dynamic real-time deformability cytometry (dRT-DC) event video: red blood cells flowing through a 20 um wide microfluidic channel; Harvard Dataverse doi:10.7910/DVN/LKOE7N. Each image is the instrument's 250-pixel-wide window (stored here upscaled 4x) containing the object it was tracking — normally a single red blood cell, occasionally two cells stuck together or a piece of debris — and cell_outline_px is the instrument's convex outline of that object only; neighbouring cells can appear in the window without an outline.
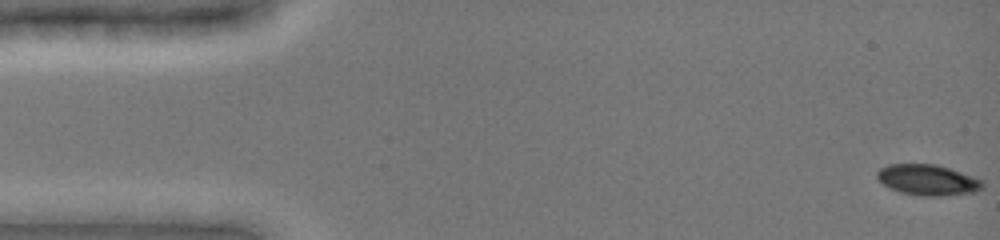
{"species": "common noctule bat (a hibernating species)", "species_latin": "Nyctalus noctula", "temperature_condition": "cold", "stored_images_in_passage": 20, "camera_frame_rate_fps": 3000, "um_per_image_px": 0.085, "animal": {"sex": "female", "body_mass_g": 19.0, "forearm_length_mm": 51.5}, "frame": {"image": 1, "passage_image": 1, "time_ms": 0.0, "image_size_px": [1000, 240], "cell_outline_px": [[984, 188], [972, 192], [940, 196], [920, 196], [900, 192], [884, 184], [876, 176], [876, 172], [880, 168], [888, 164], [936, 164], [984, 180]], "centroid_in_image_um": [78.86, 15.29], "position_along_channel_um": 6.1, "area_um2": 18.79}}
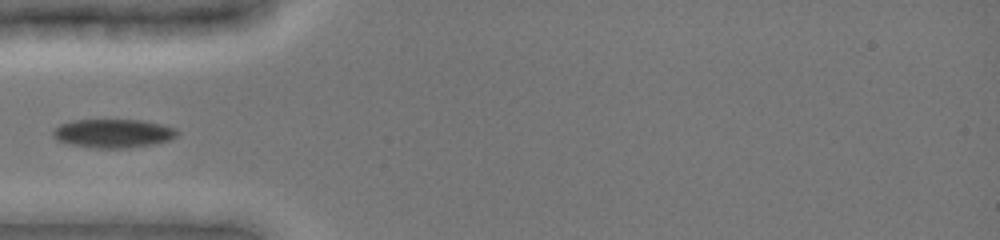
{"frame": {"image": 2, "passage_image": 15, "time_ms": 5.0, "image_size_px": [1000, 240], "cell_outline_px": [[180, 132], [176, 136], [168, 140], [152, 144], [124, 148], [96, 148], [72, 144], [56, 140], [52, 136], [52, 132], [60, 124], [72, 120], [144, 120], [176, 128]], "centroid_in_image_um": [9.62, 11.33], "position_along_channel_um": 75.4, "area_um2": 20.63}}
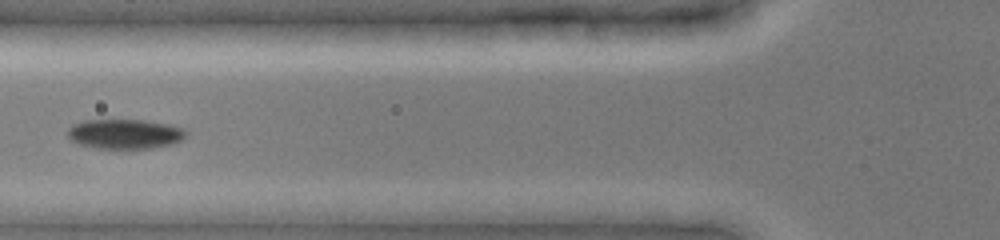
{"frame": {"image": 3, "passage_image": 17, "time_ms": 6.0, "image_size_px": [1000, 240], "cell_outline_px": [[188, 132], [180, 140], [168, 144], [152, 148], [96, 148], [80, 144], [72, 140], [68, 136], [68, 128], [72, 124], [84, 120], [144, 120], [168, 124], [184, 128]], "centroid_in_image_um": [10.59, 11.37], "position_along_channel_um": 115.2, "area_um2": 20.29}}